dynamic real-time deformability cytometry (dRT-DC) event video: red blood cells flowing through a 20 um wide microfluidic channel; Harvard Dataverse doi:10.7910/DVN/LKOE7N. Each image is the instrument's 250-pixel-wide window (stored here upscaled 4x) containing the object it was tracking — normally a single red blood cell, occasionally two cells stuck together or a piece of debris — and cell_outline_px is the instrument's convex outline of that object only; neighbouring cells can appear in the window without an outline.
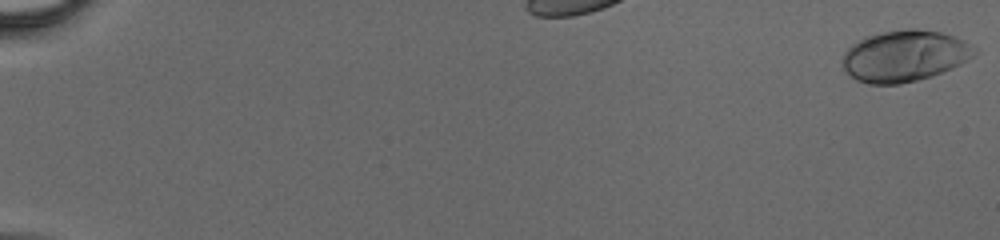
{"species": "human", "species_latin": "Homo sapiens", "temperature_condition": "cold", "stored_images_in_passage": 32, "camera_frame_rate_fps": 3000, "um_per_image_px": 0.085, "donor": {"sex": "male"}, "frame": {"image": 1, "passage_image": 1, "time_ms": 0.0, "image_size_px": [1000, 240], "cell_outline_px": [[976, 52], [968, 60], [952, 68], [932, 76], [900, 84], [868, 84], [856, 80], [844, 68], [844, 52], [852, 44], [864, 36], [884, 32], [908, 28], [916, 28], [940, 32], [952, 36], [976, 48]], "centroid_in_image_um": [76.87, 4.75], "position_along_channel_um": 8.1, "area_um2": 39.07}}
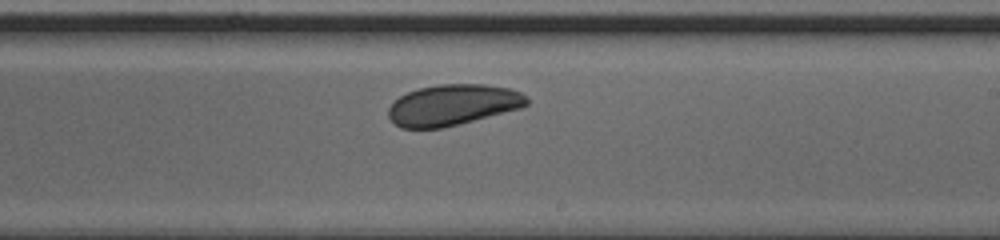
{"frame": {"image": 2, "passage_image": 21, "time_ms": 6.667, "image_size_px": [1000, 240], "cell_outline_px": [[528, 104], [520, 108], [460, 124], [444, 128], [400, 128], [388, 116], [388, 108], [400, 96], [408, 92], [420, 88], [440, 84], [484, 84], [512, 88], [528, 96]], "centroid_in_image_um": [38.51, 8.92], "position_along_channel_um": 250.5, "area_um2": 33.0}}
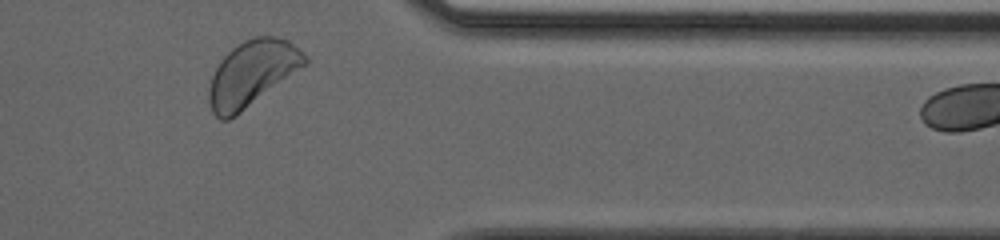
{"frame": {"image": 3, "passage_image": 31, "time_ms": 10.0, "image_size_px": [1000, 240], "cell_outline_px": [[308, 64], [240, 112], [228, 120], [220, 120], [212, 112], [208, 100], [208, 88], [212, 76], [220, 60], [232, 48], [244, 40], [256, 36], [276, 36], [288, 40], [308, 56]], "centroid_in_image_um": [21.43, 6.23], "position_along_channel_um": 390.0, "area_um2": 36.47}}